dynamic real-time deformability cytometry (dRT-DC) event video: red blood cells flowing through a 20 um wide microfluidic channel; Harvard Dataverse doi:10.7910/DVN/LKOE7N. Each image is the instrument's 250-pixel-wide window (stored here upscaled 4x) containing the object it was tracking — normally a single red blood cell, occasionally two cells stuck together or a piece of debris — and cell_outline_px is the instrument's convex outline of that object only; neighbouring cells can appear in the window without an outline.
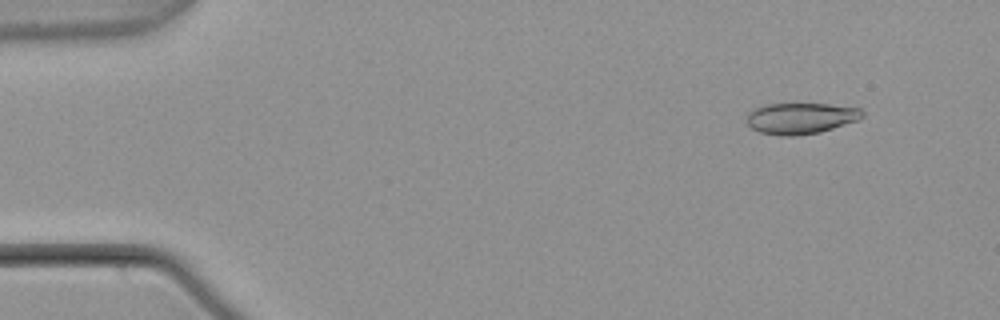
{"species": "common noctule bat (a hibernating species)", "species_latin": "Nyctalus noctula", "temperature_condition": "warm", "stored_images_in_passage": 6, "camera_frame_rate_fps": 3000, "um_per_image_px": 0.085, "animal": {"sex": "male", "body_mass_g": 21.5, "forearm_length_mm": 52.0}, "frame": {"image": 1, "passage_image": 2, "time_ms": 0.333, "image_size_px": [1000, 320], "cell_outline_px": [[864, 116], [860, 120], [820, 132], [796, 136], [780, 136], [760, 132], [752, 128], [748, 124], [748, 112], [752, 108], [764, 104], [828, 104], [860, 108], [864, 112]], "centroid_in_image_um": [68.08, 10.05], "position_along_channel_um": 16.9, "area_um2": 21.15}}
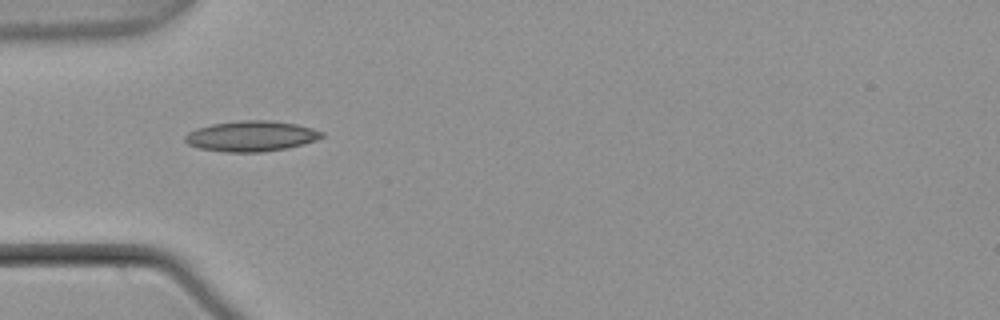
{"frame": {"image": 2, "passage_image": 5, "time_ms": 1.333, "image_size_px": [1000, 320], "cell_outline_px": [[324, 136], [316, 140], [304, 144], [288, 148], [260, 152], [228, 152], [200, 148], [188, 144], [184, 140], [184, 136], [188, 132], [196, 128], [212, 124], [240, 120], [272, 120], [296, 124], [312, 128], [324, 132]], "centroid_in_image_um": [21.37, 11.56], "position_along_channel_um": 63.6, "area_um2": 24.39}}
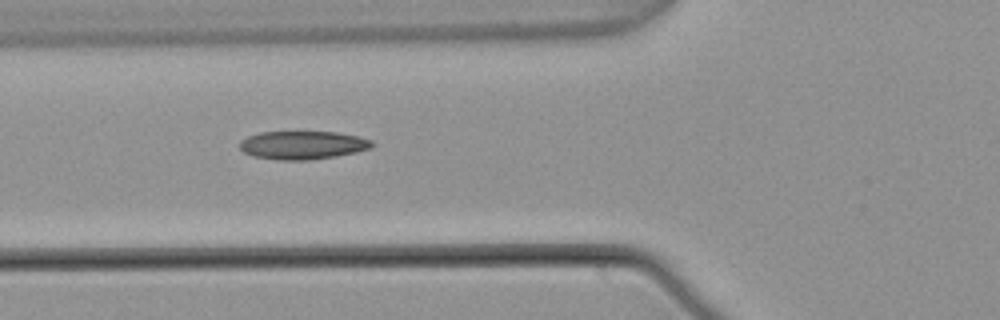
{"frame": {"image": 3, "passage_image": 6, "time_ms": 1.667, "image_size_px": [1000, 320], "cell_outline_px": [[376, 144], [372, 148], [356, 152], [308, 160], [280, 160], [252, 156], [244, 152], [240, 148], [240, 140], [248, 136], [260, 132], [336, 132], [360, 136], [372, 140]], "centroid_in_image_um": [25.75, 12.33], "position_along_channel_um": 100.0, "area_um2": 21.85}}